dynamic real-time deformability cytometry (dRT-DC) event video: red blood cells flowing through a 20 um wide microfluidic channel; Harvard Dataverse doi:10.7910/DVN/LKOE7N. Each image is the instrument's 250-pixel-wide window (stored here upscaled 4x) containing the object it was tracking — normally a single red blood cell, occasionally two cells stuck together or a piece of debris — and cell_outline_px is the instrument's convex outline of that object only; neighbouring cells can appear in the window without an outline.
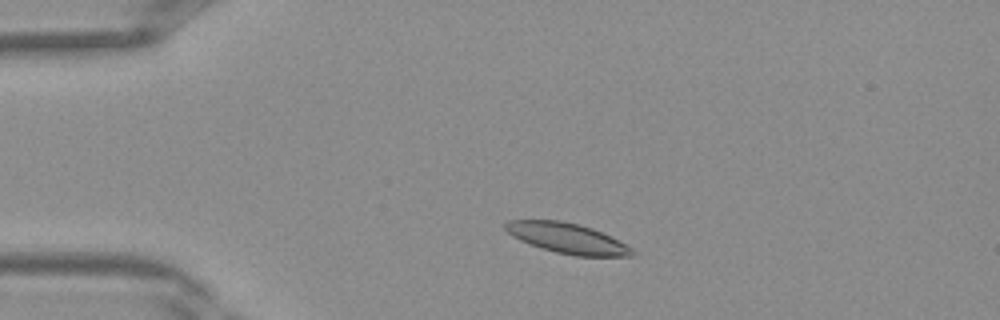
{"species": "Egyptian fruit bat (a non-hibernating species)", "species_latin": "Rousettus aegyptiacus", "temperature_condition": "warm", "stored_images_in_passage": 34, "camera_frame_rate_fps": 3000, "um_per_image_px": 0.085, "frame": {"image": 1, "passage_image": 3, "time_ms": 0.667, "image_size_px": [1000, 320], "cell_outline_px": [[636, 252], [632, 256], [576, 256], [556, 252], [540, 248], [520, 240], [512, 236], [504, 228], [504, 224], [508, 220], [560, 220], [592, 228], [632, 248]], "centroid_in_image_um": [48.17, 20.25], "position_along_channel_um": 36.8, "area_um2": 22.08}}
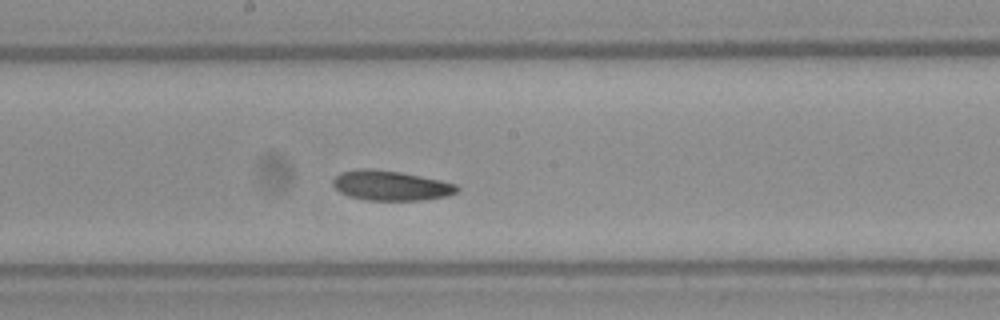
{"frame": {"image": 2, "passage_image": 16, "time_ms": 5.0, "image_size_px": [1000, 320], "cell_outline_px": [[460, 188], [456, 192], [448, 196], [424, 200], [368, 200], [348, 196], [340, 192], [332, 184], [332, 180], [340, 172], [360, 168], [372, 168], [400, 172], [440, 180], [456, 184]], "centroid_in_image_um": [33.2, 15.77], "position_along_channel_um": 215.0, "area_um2": 21.68}}
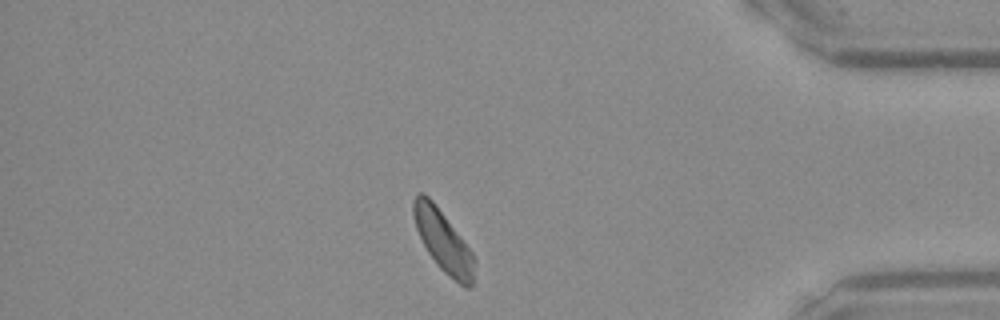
{"frame": {"image": 3, "passage_image": 29, "time_ms": 9.333, "image_size_px": [1000, 320], "cell_outline_px": [[472, 288], [468, 288], [460, 284], [444, 272], [436, 264], [428, 252], [416, 228], [412, 212], [412, 200], [420, 192], [424, 192], [432, 200], [460, 236], [472, 252]], "centroid_in_image_um": [37.61, 20.45], "position_along_channel_um": 397.6, "area_um2": 21.1}}